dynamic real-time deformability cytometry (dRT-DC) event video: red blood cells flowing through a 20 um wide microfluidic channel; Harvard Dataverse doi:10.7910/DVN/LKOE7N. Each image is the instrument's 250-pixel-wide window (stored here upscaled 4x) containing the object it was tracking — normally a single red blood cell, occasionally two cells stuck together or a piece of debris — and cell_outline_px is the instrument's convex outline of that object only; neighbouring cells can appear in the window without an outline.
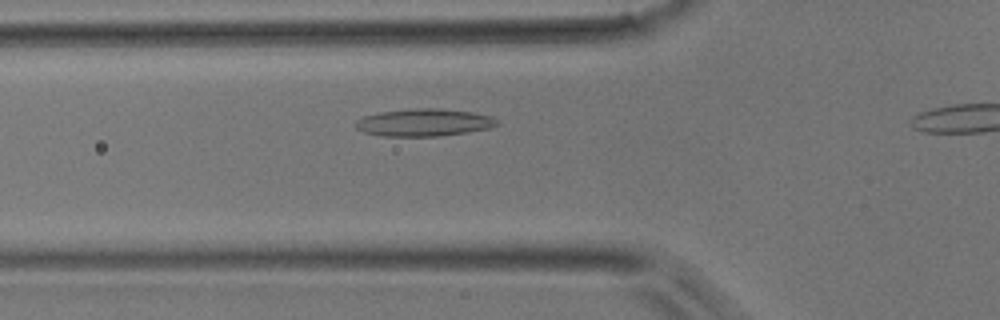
{"species": "common noctule bat (a hibernating species)", "species_latin": "Nyctalus noctula", "temperature_condition": "room temperature", "stored_images_in_passage": 34, "camera_frame_rate_fps": 3000, "um_per_image_px": 0.085, "animal": {"sex": "male", "body_mass_g": 17.9}, "frame": {"image": 1, "passage_image": 11, "time_ms": 3.333, "image_size_px": [1000, 320], "cell_outline_px": [[500, 124], [488, 128], [468, 132], [440, 136], [380, 136], [364, 132], [356, 128], [356, 120], [364, 116], [380, 112], [416, 108], [436, 108], [472, 112], [488, 116], [500, 120]], "centroid_in_image_um": [36.04, 10.42], "position_along_channel_um": 89.8, "area_um2": 22.54}}
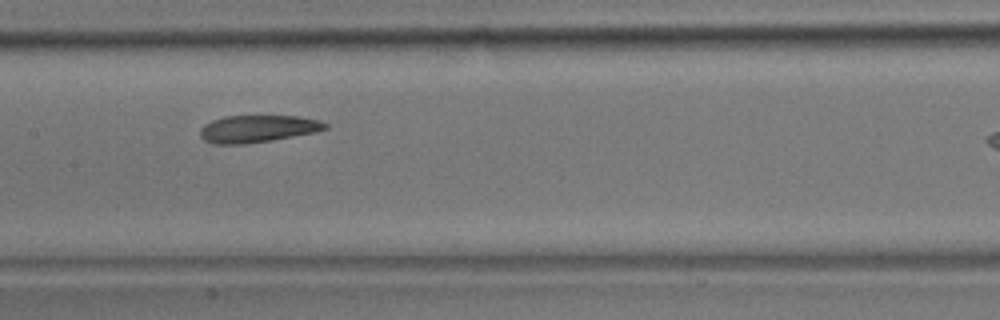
{"frame": {"image": 2, "passage_image": 18, "time_ms": 5.667, "image_size_px": [1000, 320], "cell_outline_px": [[328, 128], [316, 132], [272, 140], [244, 144], [212, 144], [204, 140], [200, 136], [200, 128], [204, 124], [212, 120], [224, 116], [300, 116], [320, 120], [328, 124]], "centroid_in_image_um": [21.9, 10.94], "position_along_channel_um": 185.5, "area_um2": 20.0}}
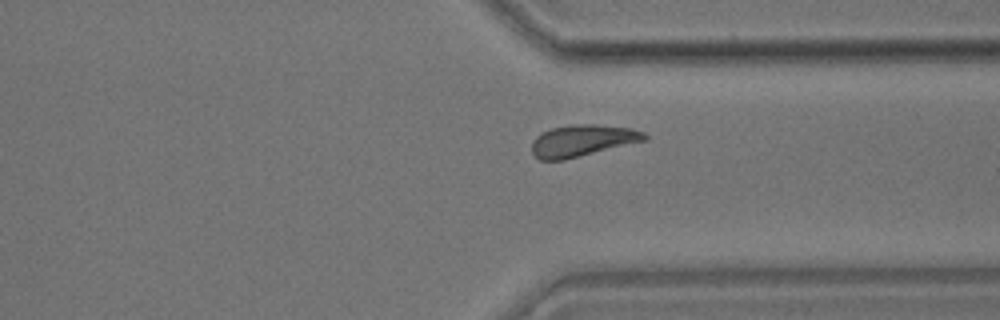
{"frame": {"image": 3, "passage_image": 31, "time_ms": 10.0, "image_size_px": [1000, 320], "cell_outline_px": [[648, 140], [564, 160], [540, 160], [532, 152], [532, 140], [536, 136], [552, 128], [572, 124], [596, 124], [632, 128], [644, 132], [648, 136]], "centroid_in_image_um": [49.54, 11.95], "position_along_channel_um": 361.9, "area_um2": 20.92}}